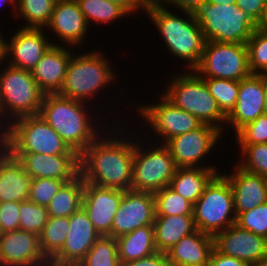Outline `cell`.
Masks as SVG:
<instances>
[{
  "label": "cell",
  "instance_id": "obj_37",
  "mask_svg": "<svg viewBox=\"0 0 267 266\" xmlns=\"http://www.w3.org/2000/svg\"><path fill=\"white\" fill-rule=\"evenodd\" d=\"M238 145L243 159L237 165L250 173L267 178V143Z\"/></svg>",
  "mask_w": 267,
  "mask_h": 266
},
{
  "label": "cell",
  "instance_id": "obj_56",
  "mask_svg": "<svg viewBox=\"0 0 267 266\" xmlns=\"http://www.w3.org/2000/svg\"><path fill=\"white\" fill-rule=\"evenodd\" d=\"M4 132H5V126H3L2 123L0 122V148L2 147V139L4 136Z\"/></svg>",
  "mask_w": 267,
  "mask_h": 266
},
{
  "label": "cell",
  "instance_id": "obj_17",
  "mask_svg": "<svg viewBox=\"0 0 267 266\" xmlns=\"http://www.w3.org/2000/svg\"><path fill=\"white\" fill-rule=\"evenodd\" d=\"M214 247L254 266L267 254V239L233 224L214 237Z\"/></svg>",
  "mask_w": 267,
  "mask_h": 266
},
{
  "label": "cell",
  "instance_id": "obj_43",
  "mask_svg": "<svg viewBox=\"0 0 267 266\" xmlns=\"http://www.w3.org/2000/svg\"><path fill=\"white\" fill-rule=\"evenodd\" d=\"M20 229V202H0V233Z\"/></svg>",
  "mask_w": 267,
  "mask_h": 266
},
{
  "label": "cell",
  "instance_id": "obj_35",
  "mask_svg": "<svg viewBox=\"0 0 267 266\" xmlns=\"http://www.w3.org/2000/svg\"><path fill=\"white\" fill-rule=\"evenodd\" d=\"M155 199V216L185 215L193 216V204L169 186L153 193Z\"/></svg>",
  "mask_w": 267,
  "mask_h": 266
},
{
  "label": "cell",
  "instance_id": "obj_32",
  "mask_svg": "<svg viewBox=\"0 0 267 266\" xmlns=\"http://www.w3.org/2000/svg\"><path fill=\"white\" fill-rule=\"evenodd\" d=\"M85 19L90 25L91 21L95 24L111 23L119 18L128 16L130 13L120 4L110 0H76Z\"/></svg>",
  "mask_w": 267,
  "mask_h": 266
},
{
  "label": "cell",
  "instance_id": "obj_3",
  "mask_svg": "<svg viewBox=\"0 0 267 266\" xmlns=\"http://www.w3.org/2000/svg\"><path fill=\"white\" fill-rule=\"evenodd\" d=\"M86 103L61 97L57 93L45 94L38 113L78 155L99 136L101 129L98 121L95 122V116L87 113L91 110L85 106Z\"/></svg>",
  "mask_w": 267,
  "mask_h": 266
},
{
  "label": "cell",
  "instance_id": "obj_28",
  "mask_svg": "<svg viewBox=\"0 0 267 266\" xmlns=\"http://www.w3.org/2000/svg\"><path fill=\"white\" fill-rule=\"evenodd\" d=\"M218 173L206 167L177 168L169 187L194 204L203 194L206 185Z\"/></svg>",
  "mask_w": 267,
  "mask_h": 266
},
{
  "label": "cell",
  "instance_id": "obj_13",
  "mask_svg": "<svg viewBox=\"0 0 267 266\" xmlns=\"http://www.w3.org/2000/svg\"><path fill=\"white\" fill-rule=\"evenodd\" d=\"M222 132L209 124H202L197 129L169 139L165 145L170 150L177 168L206 167L216 169L215 166L198 165L204 156L211 152L220 139Z\"/></svg>",
  "mask_w": 267,
  "mask_h": 266
},
{
  "label": "cell",
  "instance_id": "obj_41",
  "mask_svg": "<svg viewBox=\"0 0 267 266\" xmlns=\"http://www.w3.org/2000/svg\"><path fill=\"white\" fill-rule=\"evenodd\" d=\"M235 224L267 239V202L240 213Z\"/></svg>",
  "mask_w": 267,
  "mask_h": 266
},
{
  "label": "cell",
  "instance_id": "obj_11",
  "mask_svg": "<svg viewBox=\"0 0 267 266\" xmlns=\"http://www.w3.org/2000/svg\"><path fill=\"white\" fill-rule=\"evenodd\" d=\"M193 70L201 77L245 79L251 75L247 45L205 41L201 59Z\"/></svg>",
  "mask_w": 267,
  "mask_h": 266
},
{
  "label": "cell",
  "instance_id": "obj_39",
  "mask_svg": "<svg viewBox=\"0 0 267 266\" xmlns=\"http://www.w3.org/2000/svg\"><path fill=\"white\" fill-rule=\"evenodd\" d=\"M47 208L29 200L20 202V230L40 235L48 220Z\"/></svg>",
  "mask_w": 267,
  "mask_h": 266
},
{
  "label": "cell",
  "instance_id": "obj_40",
  "mask_svg": "<svg viewBox=\"0 0 267 266\" xmlns=\"http://www.w3.org/2000/svg\"><path fill=\"white\" fill-rule=\"evenodd\" d=\"M69 181L52 178H35L30 181L28 200L40 206L47 207L60 188Z\"/></svg>",
  "mask_w": 267,
  "mask_h": 266
},
{
  "label": "cell",
  "instance_id": "obj_54",
  "mask_svg": "<svg viewBox=\"0 0 267 266\" xmlns=\"http://www.w3.org/2000/svg\"><path fill=\"white\" fill-rule=\"evenodd\" d=\"M207 2L212 4H231L235 3L236 0H207Z\"/></svg>",
  "mask_w": 267,
  "mask_h": 266
},
{
  "label": "cell",
  "instance_id": "obj_55",
  "mask_svg": "<svg viewBox=\"0 0 267 266\" xmlns=\"http://www.w3.org/2000/svg\"><path fill=\"white\" fill-rule=\"evenodd\" d=\"M254 266H267V254L258 261Z\"/></svg>",
  "mask_w": 267,
  "mask_h": 266
},
{
  "label": "cell",
  "instance_id": "obj_30",
  "mask_svg": "<svg viewBox=\"0 0 267 266\" xmlns=\"http://www.w3.org/2000/svg\"><path fill=\"white\" fill-rule=\"evenodd\" d=\"M85 182L78 175L66 182L48 204L47 212L52 217H69L82 207Z\"/></svg>",
  "mask_w": 267,
  "mask_h": 266
},
{
  "label": "cell",
  "instance_id": "obj_25",
  "mask_svg": "<svg viewBox=\"0 0 267 266\" xmlns=\"http://www.w3.org/2000/svg\"><path fill=\"white\" fill-rule=\"evenodd\" d=\"M214 237L196 230L183 237L166 254L169 266H208Z\"/></svg>",
  "mask_w": 267,
  "mask_h": 266
},
{
  "label": "cell",
  "instance_id": "obj_16",
  "mask_svg": "<svg viewBox=\"0 0 267 266\" xmlns=\"http://www.w3.org/2000/svg\"><path fill=\"white\" fill-rule=\"evenodd\" d=\"M13 34L7 42L6 57L10 61L7 59L6 64L27 71H32L51 45L59 44L47 39L44 28L21 27Z\"/></svg>",
  "mask_w": 267,
  "mask_h": 266
},
{
  "label": "cell",
  "instance_id": "obj_22",
  "mask_svg": "<svg viewBox=\"0 0 267 266\" xmlns=\"http://www.w3.org/2000/svg\"><path fill=\"white\" fill-rule=\"evenodd\" d=\"M89 27L76 0H56L51 19L45 28L50 29L69 47H78L85 40Z\"/></svg>",
  "mask_w": 267,
  "mask_h": 266
},
{
  "label": "cell",
  "instance_id": "obj_29",
  "mask_svg": "<svg viewBox=\"0 0 267 266\" xmlns=\"http://www.w3.org/2000/svg\"><path fill=\"white\" fill-rule=\"evenodd\" d=\"M120 264L148 257L156 252L154 227L144 226L116 238Z\"/></svg>",
  "mask_w": 267,
  "mask_h": 266
},
{
  "label": "cell",
  "instance_id": "obj_4",
  "mask_svg": "<svg viewBox=\"0 0 267 266\" xmlns=\"http://www.w3.org/2000/svg\"><path fill=\"white\" fill-rule=\"evenodd\" d=\"M2 147L9 153L78 155L38 114L18 118L8 124Z\"/></svg>",
  "mask_w": 267,
  "mask_h": 266
},
{
  "label": "cell",
  "instance_id": "obj_31",
  "mask_svg": "<svg viewBox=\"0 0 267 266\" xmlns=\"http://www.w3.org/2000/svg\"><path fill=\"white\" fill-rule=\"evenodd\" d=\"M69 225V217H48L39 235L40 248L47 259H52L63 247Z\"/></svg>",
  "mask_w": 267,
  "mask_h": 266
},
{
  "label": "cell",
  "instance_id": "obj_18",
  "mask_svg": "<svg viewBox=\"0 0 267 266\" xmlns=\"http://www.w3.org/2000/svg\"><path fill=\"white\" fill-rule=\"evenodd\" d=\"M69 223L65 243L51 260L59 264L77 266L100 235L83 207L69 216Z\"/></svg>",
  "mask_w": 267,
  "mask_h": 266
},
{
  "label": "cell",
  "instance_id": "obj_7",
  "mask_svg": "<svg viewBox=\"0 0 267 266\" xmlns=\"http://www.w3.org/2000/svg\"><path fill=\"white\" fill-rule=\"evenodd\" d=\"M104 56L106 55L95 50L79 55L72 54L63 86L57 94L67 99L86 102L109 83L113 84L116 73Z\"/></svg>",
  "mask_w": 267,
  "mask_h": 266
},
{
  "label": "cell",
  "instance_id": "obj_21",
  "mask_svg": "<svg viewBox=\"0 0 267 266\" xmlns=\"http://www.w3.org/2000/svg\"><path fill=\"white\" fill-rule=\"evenodd\" d=\"M266 113L265 91L262 78L258 74L239 81L238 99L231 113L226 117L235 134L246 124Z\"/></svg>",
  "mask_w": 267,
  "mask_h": 266
},
{
  "label": "cell",
  "instance_id": "obj_49",
  "mask_svg": "<svg viewBox=\"0 0 267 266\" xmlns=\"http://www.w3.org/2000/svg\"><path fill=\"white\" fill-rule=\"evenodd\" d=\"M1 31V30H0ZM6 49H7V42L5 39H3V36L1 35L0 32V64L3 66V60H5L6 57Z\"/></svg>",
  "mask_w": 267,
  "mask_h": 266
},
{
  "label": "cell",
  "instance_id": "obj_46",
  "mask_svg": "<svg viewBox=\"0 0 267 266\" xmlns=\"http://www.w3.org/2000/svg\"><path fill=\"white\" fill-rule=\"evenodd\" d=\"M120 266H169V264L164 252H156L148 257L122 263Z\"/></svg>",
  "mask_w": 267,
  "mask_h": 266
},
{
  "label": "cell",
  "instance_id": "obj_26",
  "mask_svg": "<svg viewBox=\"0 0 267 266\" xmlns=\"http://www.w3.org/2000/svg\"><path fill=\"white\" fill-rule=\"evenodd\" d=\"M31 177L5 148H0V202L27 201Z\"/></svg>",
  "mask_w": 267,
  "mask_h": 266
},
{
  "label": "cell",
  "instance_id": "obj_12",
  "mask_svg": "<svg viewBox=\"0 0 267 266\" xmlns=\"http://www.w3.org/2000/svg\"><path fill=\"white\" fill-rule=\"evenodd\" d=\"M156 104H145L138 108V113L150 124L155 135L161 136V144L169 139L193 131L203 123L192 114L180 109L163 94Z\"/></svg>",
  "mask_w": 267,
  "mask_h": 266
},
{
  "label": "cell",
  "instance_id": "obj_6",
  "mask_svg": "<svg viewBox=\"0 0 267 266\" xmlns=\"http://www.w3.org/2000/svg\"><path fill=\"white\" fill-rule=\"evenodd\" d=\"M193 72V73H192ZM177 74L162 93L180 109L192 114L203 124H209L224 132L226 116L221 112L215 98L209 93L204 79L194 70ZM222 123V124H221Z\"/></svg>",
  "mask_w": 267,
  "mask_h": 266
},
{
  "label": "cell",
  "instance_id": "obj_2",
  "mask_svg": "<svg viewBox=\"0 0 267 266\" xmlns=\"http://www.w3.org/2000/svg\"><path fill=\"white\" fill-rule=\"evenodd\" d=\"M145 12L161 34L165 48L179 60L185 61L186 71L193 70L201 59L205 44L195 14L182 11L186 19L179 17L159 0H149Z\"/></svg>",
  "mask_w": 267,
  "mask_h": 266
},
{
  "label": "cell",
  "instance_id": "obj_42",
  "mask_svg": "<svg viewBox=\"0 0 267 266\" xmlns=\"http://www.w3.org/2000/svg\"><path fill=\"white\" fill-rule=\"evenodd\" d=\"M235 135L238 144L267 143V113L243 126Z\"/></svg>",
  "mask_w": 267,
  "mask_h": 266
},
{
  "label": "cell",
  "instance_id": "obj_10",
  "mask_svg": "<svg viewBox=\"0 0 267 266\" xmlns=\"http://www.w3.org/2000/svg\"><path fill=\"white\" fill-rule=\"evenodd\" d=\"M143 145L135 141L131 190L155 193L170 185L177 167L165 144Z\"/></svg>",
  "mask_w": 267,
  "mask_h": 266
},
{
  "label": "cell",
  "instance_id": "obj_34",
  "mask_svg": "<svg viewBox=\"0 0 267 266\" xmlns=\"http://www.w3.org/2000/svg\"><path fill=\"white\" fill-rule=\"evenodd\" d=\"M77 266H120L116 239L100 236Z\"/></svg>",
  "mask_w": 267,
  "mask_h": 266
},
{
  "label": "cell",
  "instance_id": "obj_27",
  "mask_svg": "<svg viewBox=\"0 0 267 266\" xmlns=\"http://www.w3.org/2000/svg\"><path fill=\"white\" fill-rule=\"evenodd\" d=\"M156 250L167 252L185 236L195 232L193 216H155L153 223Z\"/></svg>",
  "mask_w": 267,
  "mask_h": 266
},
{
  "label": "cell",
  "instance_id": "obj_33",
  "mask_svg": "<svg viewBox=\"0 0 267 266\" xmlns=\"http://www.w3.org/2000/svg\"><path fill=\"white\" fill-rule=\"evenodd\" d=\"M56 0H17L15 17H23L28 24L22 27H46L51 19Z\"/></svg>",
  "mask_w": 267,
  "mask_h": 266
},
{
  "label": "cell",
  "instance_id": "obj_52",
  "mask_svg": "<svg viewBox=\"0 0 267 266\" xmlns=\"http://www.w3.org/2000/svg\"><path fill=\"white\" fill-rule=\"evenodd\" d=\"M37 266H74V265L59 264V263L53 262L51 259H48L46 262L40 265H37Z\"/></svg>",
  "mask_w": 267,
  "mask_h": 266
},
{
  "label": "cell",
  "instance_id": "obj_38",
  "mask_svg": "<svg viewBox=\"0 0 267 266\" xmlns=\"http://www.w3.org/2000/svg\"><path fill=\"white\" fill-rule=\"evenodd\" d=\"M246 45L251 74L267 71V34L257 28Z\"/></svg>",
  "mask_w": 267,
  "mask_h": 266
},
{
  "label": "cell",
  "instance_id": "obj_45",
  "mask_svg": "<svg viewBox=\"0 0 267 266\" xmlns=\"http://www.w3.org/2000/svg\"><path fill=\"white\" fill-rule=\"evenodd\" d=\"M208 266H251V265L237 258L226 256L223 253L219 252L214 247L209 258Z\"/></svg>",
  "mask_w": 267,
  "mask_h": 266
},
{
  "label": "cell",
  "instance_id": "obj_23",
  "mask_svg": "<svg viewBox=\"0 0 267 266\" xmlns=\"http://www.w3.org/2000/svg\"><path fill=\"white\" fill-rule=\"evenodd\" d=\"M237 166V167H236ZM230 175L223 173L228 179L233 193L236 217L267 202V178L250 173L236 164Z\"/></svg>",
  "mask_w": 267,
  "mask_h": 266
},
{
  "label": "cell",
  "instance_id": "obj_8",
  "mask_svg": "<svg viewBox=\"0 0 267 266\" xmlns=\"http://www.w3.org/2000/svg\"><path fill=\"white\" fill-rule=\"evenodd\" d=\"M205 41L246 44L258 25L236 3H204L195 13Z\"/></svg>",
  "mask_w": 267,
  "mask_h": 266
},
{
  "label": "cell",
  "instance_id": "obj_19",
  "mask_svg": "<svg viewBox=\"0 0 267 266\" xmlns=\"http://www.w3.org/2000/svg\"><path fill=\"white\" fill-rule=\"evenodd\" d=\"M10 154L17 158L31 179L52 178L71 181L79 175V155Z\"/></svg>",
  "mask_w": 267,
  "mask_h": 266
},
{
  "label": "cell",
  "instance_id": "obj_5",
  "mask_svg": "<svg viewBox=\"0 0 267 266\" xmlns=\"http://www.w3.org/2000/svg\"><path fill=\"white\" fill-rule=\"evenodd\" d=\"M5 66L0 71V121L6 127L18 118L38 114L46 93L37 85L31 71Z\"/></svg>",
  "mask_w": 267,
  "mask_h": 266
},
{
  "label": "cell",
  "instance_id": "obj_9",
  "mask_svg": "<svg viewBox=\"0 0 267 266\" xmlns=\"http://www.w3.org/2000/svg\"><path fill=\"white\" fill-rule=\"evenodd\" d=\"M193 219L197 230L212 237L236 223L232 187L221 172L193 204Z\"/></svg>",
  "mask_w": 267,
  "mask_h": 266
},
{
  "label": "cell",
  "instance_id": "obj_47",
  "mask_svg": "<svg viewBox=\"0 0 267 266\" xmlns=\"http://www.w3.org/2000/svg\"><path fill=\"white\" fill-rule=\"evenodd\" d=\"M164 5L171 7H177L181 12H191L195 13L207 0H159Z\"/></svg>",
  "mask_w": 267,
  "mask_h": 266
},
{
  "label": "cell",
  "instance_id": "obj_48",
  "mask_svg": "<svg viewBox=\"0 0 267 266\" xmlns=\"http://www.w3.org/2000/svg\"><path fill=\"white\" fill-rule=\"evenodd\" d=\"M120 4L124 7L130 14L141 9V11H146L149 0H110Z\"/></svg>",
  "mask_w": 267,
  "mask_h": 266
},
{
  "label": "cell",
  "instance_id": "obj_51",
  "mask_svg": "<svg viewBox=\"0 0 267 266\" xmlns=\"http://www.w3.org/2000/svg\"><path fill=\"white\" fill-rule=\"evenodd\" d=\"M258 28L267 34V9L262 22L258 25Z\"/></svg>",
  "mask_w": 267,
  "mask_h": 266
},
{
  "label": "cell",
  "instance_id": "obj_24",
  "mask_svg": "<svg viewBox=\"0 0 267 266\" xmlns=\"http://www.w3.org/2000/svg\"><path fill=\"white\" fill-rule=\"evenodd\" d=\"M63 45H51L43 54L31 74L46 94H56L63 86L72 52Z\"/></svg>",
  "mask_w": 267,
  "mask_h": 266
},
{
  "label": "cell",
  "instance_id": "obj_20",
  "mask_svg": "<svg viewBox=\"0 0 267 266\" xmlns=\"http://www.w3.org/2000/svg\"><path fill=\"white\" fill-rule=\"evenodd\" d=\"M47 260L38 235L20 229L0 233V266H37Z\"/></svg>",
  "mask_w": 267,
  "mask_h": 266
},
{
  "label": "cell",
  "instance_id": "obj_15",
  "mask_svg": "<svg viewBox=\"0 0 267 266\" xmlns=\"http://www.w3.org/2000/svg\"><path fill=\"white\" fill-rule=\"evenodd\" d=\"M124 190L85 183L82 207L100 236H108Z\"/></svg>",
  "mask_w": 267,
  "mask_h": 266
},
{
  "label": "cell",
  "instance_id": "obj_14",
  "mask_svg": "<svg viewBox=\"0 0 267 266\" xmlns=\"http://www.w3.org/2000/svg\"><path fill=\"white\" fill-rule=\"evenodd\" d=\"M155 220V199L153 193L127 190L123 194L115 214L112 231L108 236L115 239L138 228L153 225Z\"/></svg>",
  "mask_w": 267,
  "mask_h": 266
},
{
  "label": "cell",
  "instance_id": "obj_36",
  "mask_svg": "<svg viewBox=\"0 0 267 266\" xmlns=\"http://www.w3.org/2000/svg\"><path fill=\"white\" fill-rule=\"evenodd\" d=\"M209 93L215 98L221 112L227 117L236 105L239 81L202 77Z\"/></svg>",
  "mask_w": 267,
  "mask_h": 266
},
{
  "label": "cell",
  "instance_id": "obj_1",
  "mask_svg": "<svg viewBox=\"0 0 267 266\" xmlns=\"http://www.w3.org/2000/svg\"><path fill=\"white\" fill-rule=\"evenodd\" d=\"M117 129L113 131L117 137L101 133L79 155V175L85 183L127 191L131 190L135 139H122V129Z\"/></svg>",
  "mask_w": 267,
  "mask_h": 266
},
{
  "label": "cell",
  "instance_id": "obj_53",
  "mask_svg": "<svg viewBox=\"0 0 267 266\" xmlns=\"http://www.w3.org/2000/svg\"><path fill=\"white\" fill-rule=\"evenodd\" d=\"M5 3H9L8 6L11 4H12V6L14 5L13 6V8H14L13 14L15 15L16 9H17V4H15V3H17V0H0V6L4 5Z\"/></svg>",
  "mask_w": 267,
  "mask_h": 266
},
{
  "label": "cell",
  "instance_id": "obj_50",
  "mask_svg": "<svg viewBox=\"0 0 267 266\" xmlns=\"http://www.w3.org/2000/svg\"><path fill=\"white\" fill-rule=\"evenodd\" d=\"M262 78L263 87L265 91V105H266V113H267V71L258 74Z\"/></svg>",
  "mask_w": 267,
  "mask_h": 266
},
{
  "label": "cell",
  "instance_id": "obj_44",
  "mask_svg": "<svg viewBox=\"0 0 267 266\" xmlns=\"http://www.w3.org/2000/svg\"><path fill=\"white\" fill-rule=\"evenodd\" d=\"M235 3L257 25L264 19L267 9V0H236Z\"/></svg>",
  "mask_w": 267,
  "mask_h": 266
}]
</instances>
